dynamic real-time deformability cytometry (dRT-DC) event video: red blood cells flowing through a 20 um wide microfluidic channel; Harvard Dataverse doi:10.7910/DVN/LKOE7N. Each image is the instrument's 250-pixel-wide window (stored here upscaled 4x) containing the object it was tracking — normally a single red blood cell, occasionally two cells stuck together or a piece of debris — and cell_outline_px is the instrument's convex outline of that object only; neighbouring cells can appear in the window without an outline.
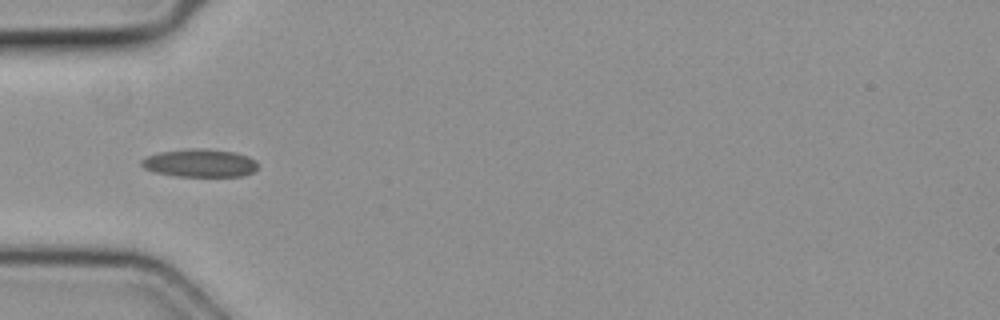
{"species": "common noctule bat (a hibernating species)", "species_latin": "Nyctalus noctula", "temperature_condition": "cold", "stored_images_in_passage": 4, "camera_frame_rate_fps": 3000, "um_per_image_px": 0.085, "animal": {"sex": "female", "body_mass_g": 19.3, "forearm_length_mm": 54.1}, "frame": {"image": 1, "passage_image": 4, "time_ms": 1.0, "image_size_px": [1000, 320], "cell_outline_px": [[256, 168], [252, 172], [244, 176], [176, 176], [152, 172], [144, 168], [140, 164], [140, 160], [144, 156], [160, 152], [188, 148], [208, 148], [232, 152], [248, 156], [256, 164]], "centroid_in_image_um": [16.9, 13.85], "position_along_channel_um": 68.1, "area_um2": 19.07}}